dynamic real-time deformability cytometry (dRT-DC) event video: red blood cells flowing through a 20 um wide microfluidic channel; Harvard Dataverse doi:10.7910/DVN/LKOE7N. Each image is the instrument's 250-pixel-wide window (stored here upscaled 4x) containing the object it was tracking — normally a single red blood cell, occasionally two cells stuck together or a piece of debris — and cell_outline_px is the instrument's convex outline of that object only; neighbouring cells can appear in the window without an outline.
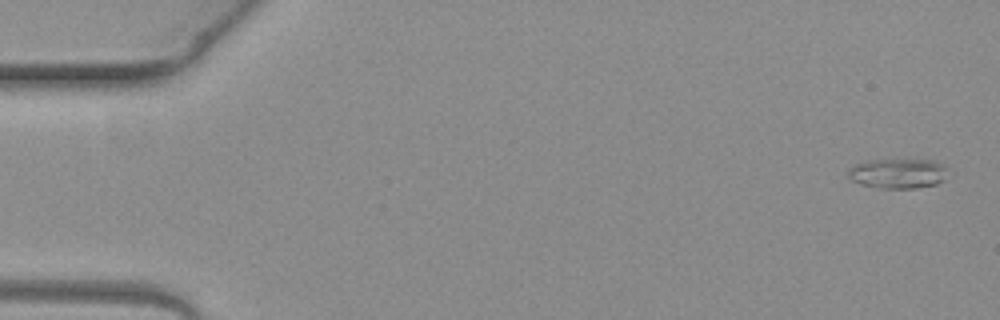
{"species": "common noctule bat (a hibernating species)", "species_latin": "Nyctalus noctula", "temperature_condition": "warm", "stored_images_in_passage": 7, "camera_frame_rate_fps": 3000, "um_per_image_px": 0.085, "animal": {"sex": "female", "body_mass_g": 19.3, "forearm_length_mm": 54.1}, "frame": {"image": 1, "passage_image": 1, "time_ms": 0.0, "image_size_px": [1000, 320], "cell_outline_px": [[944, 180], [936, 184], [916, 188], [880, 188], [860, 184], [848, 180], [848, 168], [856, 164], [868, 160], [916, 156], [936, 160], [944, 168]], "centroid_in_image_um": [76.29, 14.68], "position_along_channel_um": 8.7, "area_um2": 18.21}}
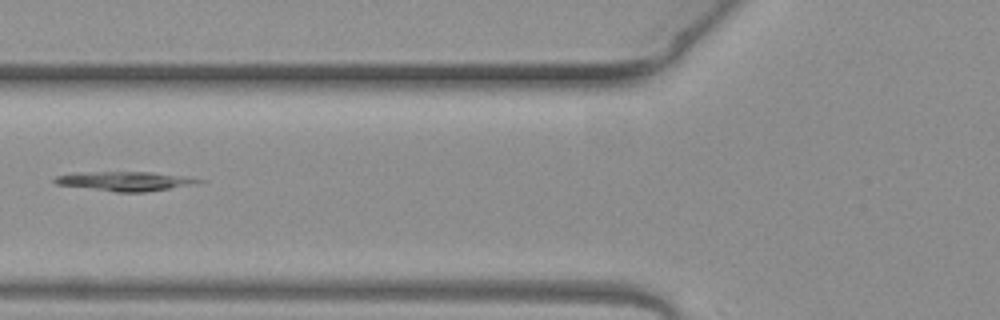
{"frame": {"image": 2, "passage_image": 6, "time_ms": 1.667, "image_size_px": [1000, 320], "cell_outline_px": [[204, 180], [188, 184], [168, 188], [144, 192], [116, 192], [56, 184], [52, 180], [56, 176], [76, 172], [152, 172], [184, 176]], "centroid_in_image_um": [10.5, 15.39], "position_along_channel_um": 115.3, "area_um2": 15.78}}
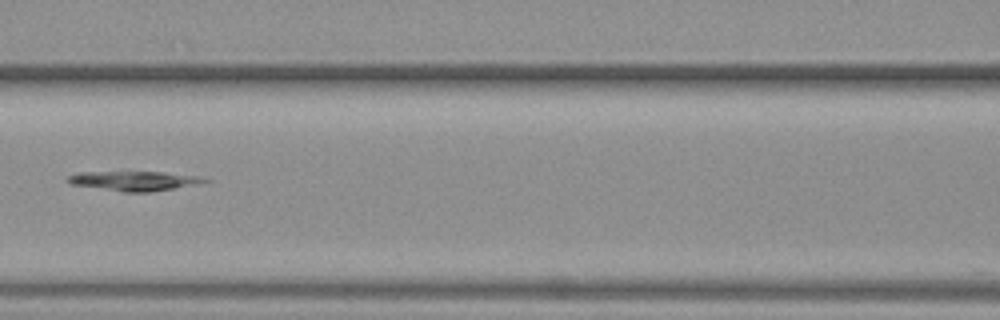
{"frame": {"image": 3, "passage_image": 7, "time_ms": 2.0, "image_size_px": [1000, 320], "cell_outline_px": [[212, 180], [152, 192], [124, 192], [72, 184], [68, 180], [68, 176], [80, 172], [160, 172], [200, 176]], "centroid_in_image_um": [11.4, 15.37], "position_along_channel_um": 155.2, "area_um2": 15.14}}